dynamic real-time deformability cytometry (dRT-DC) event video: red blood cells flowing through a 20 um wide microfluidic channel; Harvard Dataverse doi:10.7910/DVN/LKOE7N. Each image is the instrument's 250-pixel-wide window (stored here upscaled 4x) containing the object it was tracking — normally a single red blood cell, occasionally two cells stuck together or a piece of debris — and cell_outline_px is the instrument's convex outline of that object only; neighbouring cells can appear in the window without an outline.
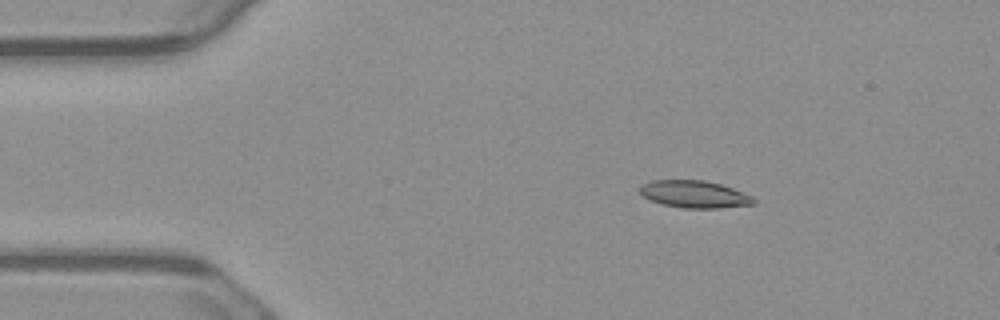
{"species": "common noctule bat (a hibernating species)", "species_latin": "Nyctalus noctula", "temperature_condition": "warm", "stored_images_in_passage": 8, "camera_frame_rate_fps": 3000, "um_per_image_px": 0.085, "animal": {"sex": "male", "body_mass_g": 23.1, "forearm_length_mm": 52.7}, "frame": {"image": 1, "passage_image": 2, "time_ms": 0.333, "image_size_px": [1000, 320], "cell_outline_px": [[756, 204], [720, 208], [684, 208], [664, 204], [652, 200], [644, 196], [640, 192], [640, 184], [652, 180], [704, 180], [720, 184], [732, 188], [752, 196], [756, 200]], "centroid_in_image_um": [59.05, 16.5], "position_along_channel_um": 26.0, "area_um2": 17.98}}
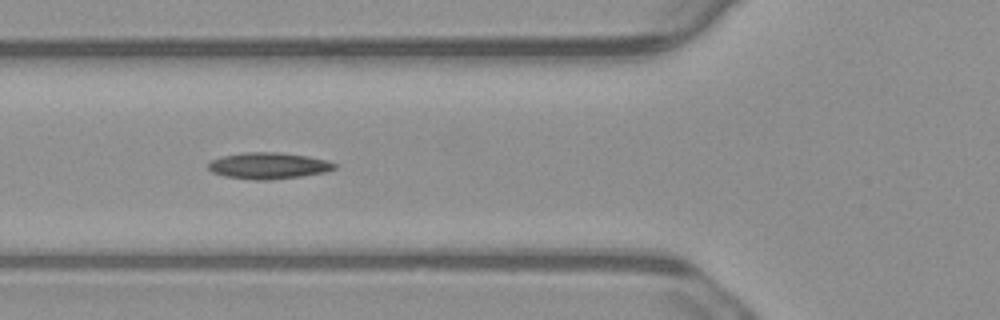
{"frame": {"image": 2, "passage_image": 5, "time_ms": 1.333, "image_size_px": [1000, 320], "cell_outline_px": [[340, 164], [336, 168], [328, 172], [300, 176], [268, 180], [256, 180], [224, 176], [212, 172], [208, 168], [208, 164], [212, 160], [224, 156], [244, 152], [280, 152], [308, 156], [328, 160]], "centroid_in_image_um": [22.89, 14.08], "position_along_channel_um": 102.9, "area_um2": 19.54}}
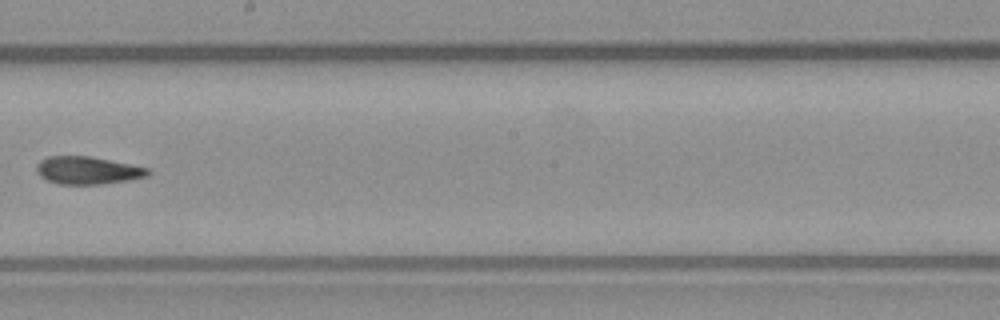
{"frame": {"image": 3, "passage_image": 8, "time_ms": 2.333, "image_size_px": [1000, 320], "cell_outline_px": [[152, 172], [148, 176], [128, 180], [100, 184], [60, 184], [48, 180], [40, 176], [36, 172], [36, 164], [40, 160], [48, 156], [88, 156], [148, 168]], "centroid_in_image_um": [7.42, 14.48], "position_along_channel_um": 240.8, "area_um2": 17.8}}